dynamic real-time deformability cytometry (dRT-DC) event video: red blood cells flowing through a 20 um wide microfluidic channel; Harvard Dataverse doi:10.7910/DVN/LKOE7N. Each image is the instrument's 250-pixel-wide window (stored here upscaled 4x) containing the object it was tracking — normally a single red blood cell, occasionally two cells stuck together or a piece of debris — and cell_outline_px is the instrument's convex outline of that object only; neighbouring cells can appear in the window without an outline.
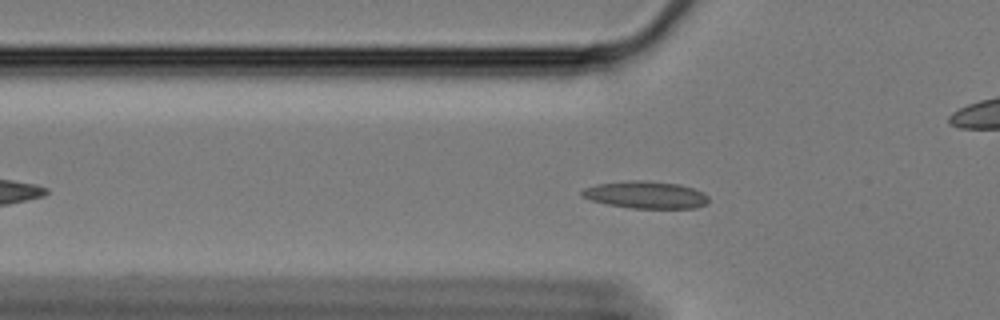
{"species": "Egyptian fruit bat (a non-hibernating species)", "species_latin": "Rousettus aegyptiacus", "temperature_condition": "cold", "stored_images_in_passage": 55, "camera_frame_rate_fps": 3000, "um_per_image_px": 0.085, "animal": {"sex": "female"}, "frame": {"image": 1, "passage_image": 14, "time_ms": 4.333, "image_size_px": [1000, 320], "cell_outline_px": [[708, 204], [696, 208], [632, 208], [608, 204], [592, 200], [580, 196], [580, 192], [584, 188], [596, 184], [632, 180], [644, 180], [680, 184], [704, 192], [708, 196]], "centroid_in_image_um": [54.91, 16.56], "position_along_channel_um": 70.9, "area_um2": 20.17}}
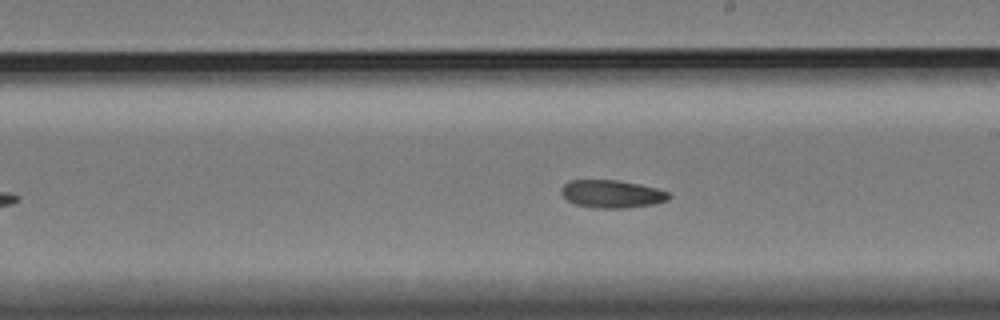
{"frame": {"image": 2, "passage_image": 29, "time_ms": 9.333, "image_size_px": [1000, 320], "cell_outline_px": [[672, 196], [668, 200], [652, 204], [624, 208], [592, 208], [576, 204], [568, 200], [560, 192], [560, 188], [568, 180], [616, 180], [640, 184], [656, 188], [668, 192]], "centroid_in_image_um": [51.99, 16.48], "position_along_channel_um": 237.0, "area_um2": 17.46}}
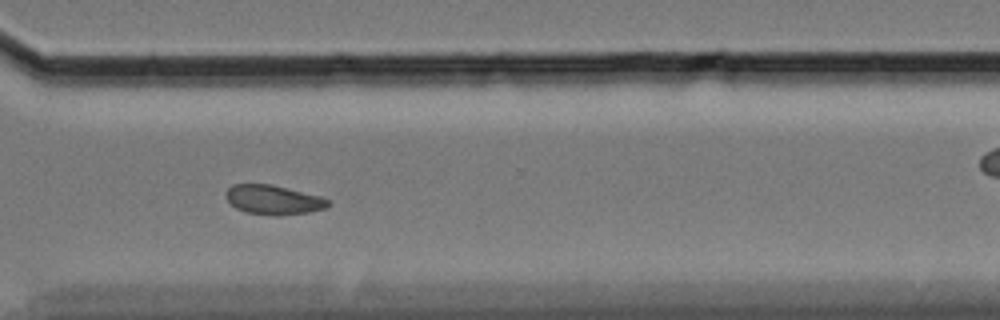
{"frame": {"image": 3, "passage_image": 39, "time_ms": 12.667, "image_size_px": [1000, 320], "cell_outline_px": [[332, 204], [324, 208], [308, 212], [280, 216], [272, 216], [244, 212], [236, 208], [224, 196], [224, 192], [232, 184], [272, 184], [320, 196], [328, 200]], "centroid_in_image_um": [23.2, 16.99], "position_along_channel_um": 347.4, "area_um2": 17.69}, "authors_computed_cell_mechanics": {"area_um2": 18.0914, "velocity_mm_per_s": 3.3128, "shape_relaxation_time_tau1_ms": 9.3924, "shape_relaxation_time_tau2_ms": null, "deformation_change_tau1": 0.1529, "deformation_change_tau2": null}}